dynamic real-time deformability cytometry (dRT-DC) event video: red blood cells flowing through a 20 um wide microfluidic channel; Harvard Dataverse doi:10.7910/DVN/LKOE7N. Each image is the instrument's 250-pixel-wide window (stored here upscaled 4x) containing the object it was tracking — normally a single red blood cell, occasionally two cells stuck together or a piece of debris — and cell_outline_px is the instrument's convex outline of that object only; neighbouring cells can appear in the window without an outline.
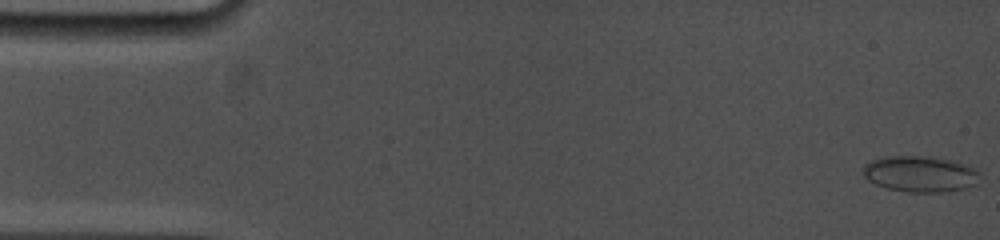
{"species": "common noctule bat (a hibernating species)", "species_latin": "Nyctalus noctula", "temperature_condition": "cold", "stored_images_in_passage": 16, "camera_frame_rate_fps": 5000, "um_per_image_px": 0.085, "animal": {"sex": "female", "body_mass_g": 19.0, "forearm_length_mm": 53.3}, "frame": {"image": 1, "passage_image": 1, "time_ms": 0.0, "image_size_px": [1000, 240], "cell_outline_px": [[980, 172], [976, 184], [964, 188], [940, 192], [908, 192], [888, 188], [876, 184], [868, 180], [864, 176], [864, 164], [872, 160], [884, 156], [932, 156], [956, 160], [968, 164], [976, 168]], "centroid_in_image_um": [78.25, 14.76], "position_along_channel_um": 6.7, "area_um2": 24.74}}